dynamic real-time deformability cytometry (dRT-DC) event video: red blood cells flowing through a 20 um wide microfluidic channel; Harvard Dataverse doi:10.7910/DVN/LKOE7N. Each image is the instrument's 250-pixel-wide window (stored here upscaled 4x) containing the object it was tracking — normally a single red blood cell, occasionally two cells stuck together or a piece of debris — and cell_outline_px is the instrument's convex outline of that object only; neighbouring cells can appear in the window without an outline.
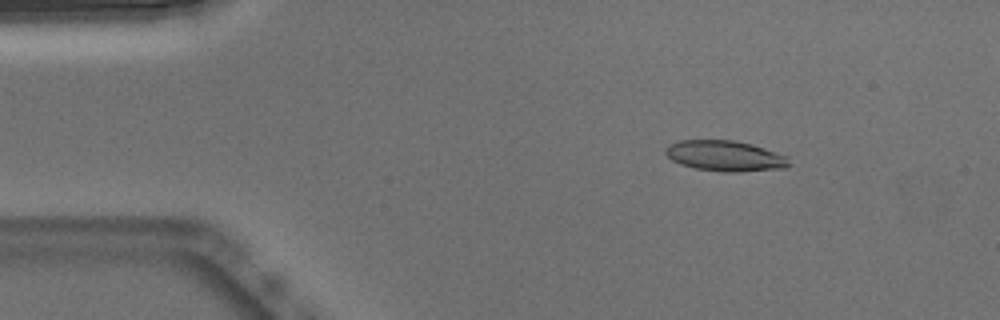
{"species": "Egyptian fruit bat (a non-hibernating species)", "species_latin": "Rousettus aegyptiacus", "temperature_condition": "warm", "stored_images_in_passage": 52, "camera_frame_rate_fps": 3000, "um_per_image_px": 0.085, "animal": {"sex": "male"}, "frame": {"image": 1, "passage_image": 7, "time_ms": 2.0, "image_size_px": [1000, 320], "cell_outline_px": [[792, 164], [788, 168], [740, 172], [724, 172], [692, 168], [680, 164], [672, 160], [664, 152], [664, 148], [668, 144], [680, 140], [732, 140], [752, 144], [788, 156]], "centroid_in_image_um": [61.65, 13.26], "position_along_channel_um": 23.3, "area_um2": 22.43}}
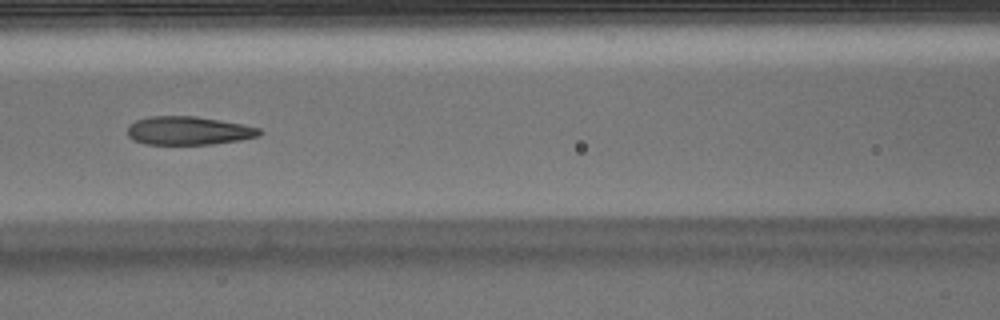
{"frame": {"image": 2, "passage_image": 22, "time_ms": 7.0, "image_size_px": [1000, 320], "cell_outline_px": [[264, 132], [260, 136], [240, 140], [212, 144], [144, 144], [132, 140], [128, 136], [128, 128], [136, 120], [148, 116], [196, 116], [244, 124], [260, 128]], "centroid_in_image_um": [16.06, 11.11], "position_along_channel_um": 150.5, "area_um2": 22.02}}
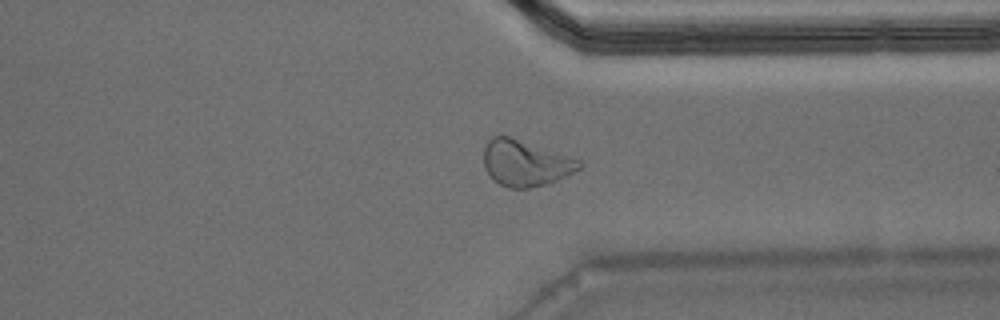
{"frame": {"image": 3, "passage_image": 39, "time_ms": 12.667, "image_size_px": [1000, 320], "cell_outline_px": [[584, 164], [580, 168], [556, 180], [544, 184], [528, 188], [508, 188], [500, 184], [484, 168], [484, 148], [488, 140], [492, 136], [500, 132], [580, 160]], "centroid_in_image_um": [44.62, 13.82], "position_along_channel_um": 366.8, "area_um2": 25.55}, "authors_computed_cell_mechanics": {"area_um2": 22.542, "velocity_mm_per_s": 3.839, "shape_relaxation_time_tau1_ms": null, "shape_relaxation_time_tau2_ms": 1.5565, "deformation_change_tau1": null, "deformation_change_tau2": 0.0981}}